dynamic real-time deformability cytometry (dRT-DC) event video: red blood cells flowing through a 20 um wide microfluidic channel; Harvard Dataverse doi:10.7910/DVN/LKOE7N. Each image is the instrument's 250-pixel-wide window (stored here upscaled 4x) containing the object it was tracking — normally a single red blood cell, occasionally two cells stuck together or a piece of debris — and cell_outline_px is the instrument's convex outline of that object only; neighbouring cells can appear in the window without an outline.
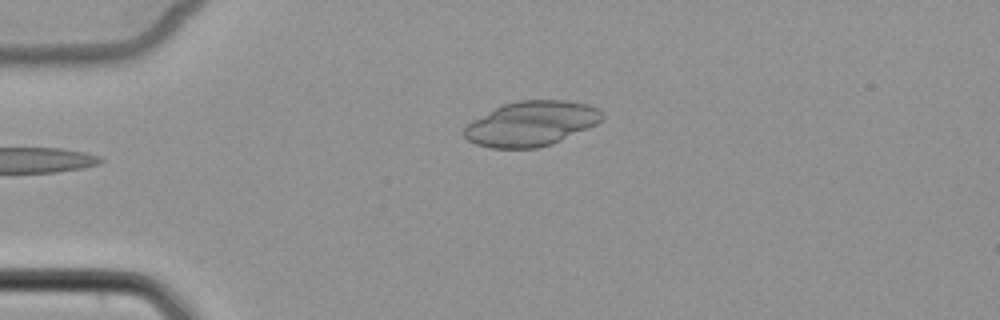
{"species": "common noctule bat (a hibernating species)", "species_latin": "Nyctalus noctula", "temperature_condition": "cold", "stored_images_in_passage": 6, "camera_frame_rate_fps": 3000, "um_per_image_px": 0.085, "animal": {"sex": "female", "body_mass_g": 22.7, "forearm_length_mm": 54.2}, "frame": {"image": 1, "passage_image": 6, "time_ms": 5.667, "image_size_px": [1000, 320], "cell_outline_px": [[604, 120], [596, 124], [552, 144], [536, 148], [492, 148], [476, 144], [468, 140], [464, 136], [464, 128], [472, 120], [504, 104], [516, 100], [568, 100], [588, 104], [604, 112]], "centroid_in_image_um": [45.18, 10.5], "position_along_channel_um": 39.8, "area_um2": 35.95}}